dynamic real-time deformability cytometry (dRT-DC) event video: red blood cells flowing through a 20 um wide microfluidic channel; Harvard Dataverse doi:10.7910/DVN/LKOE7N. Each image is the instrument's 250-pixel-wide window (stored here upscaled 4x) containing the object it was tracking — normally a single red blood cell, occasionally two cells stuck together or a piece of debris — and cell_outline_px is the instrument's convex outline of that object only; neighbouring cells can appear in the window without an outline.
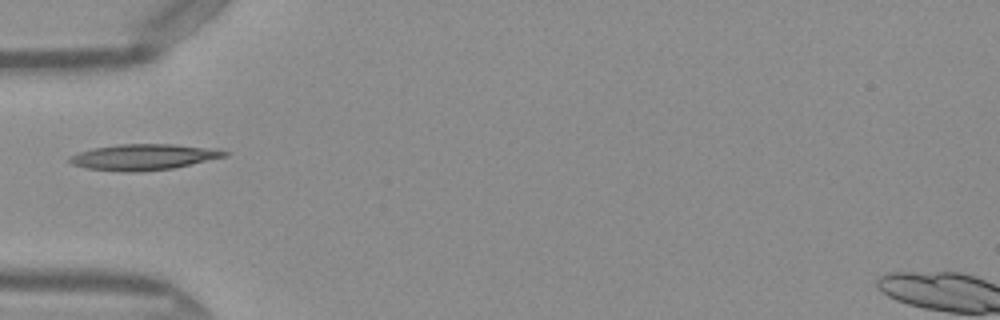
{"species": "Egyptian fruit bat (a non-hibernating species)", "species_latin": "Rousettus aegyptiacus", "temperature_condition": "warm", "stored_images_in_passage": 34, "camera_frame_rate_fps": 3000, "um_per_image_px": 0.085, "frame": {"image": 1, "passage_image": 1, "time_ms": 0.0, "image_size_px": [1000, 320], "cell_outline_px": [[232, 152], [228, 156], [176, 168], [136, 172], [124, 172], [84, 168], [72, 164], [68, 160], [68, 156], [92, 148], [116, 144], [172, 144], [208, 148]], "centroid_in_image_um": [12.2, 13.35], "position_along_channel_um": 72.8, "area_um2": 23.64}}
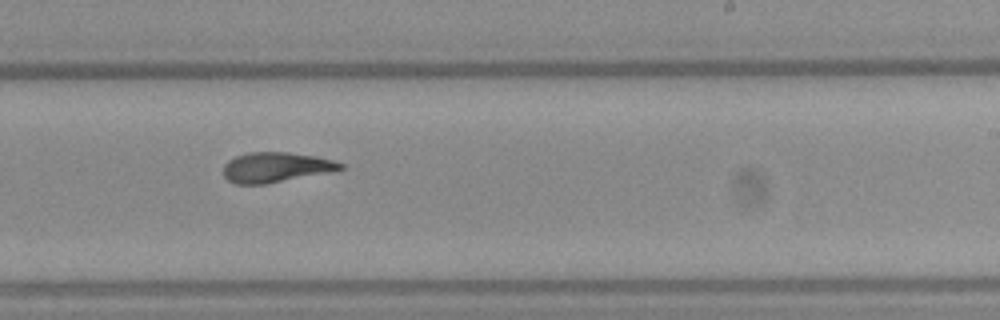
{"frame": {"image": 2, "passage_image": 15, "time_ms": 4.667, "image_size_px": [1000, 320], "cell_outline_px": [[344, 168], [336, 172], [264, 184], [236, 184], [228, 180], [224, 176], [224, 164], [228, 160], [236, 156], [248, 152], [288, 152], [316, 156], [332, 160], [344, 164]], "centroid_in_image_um": [23.49, 14.22], "position_along_channel_um": 265.5, "area_um2": 20.75}}
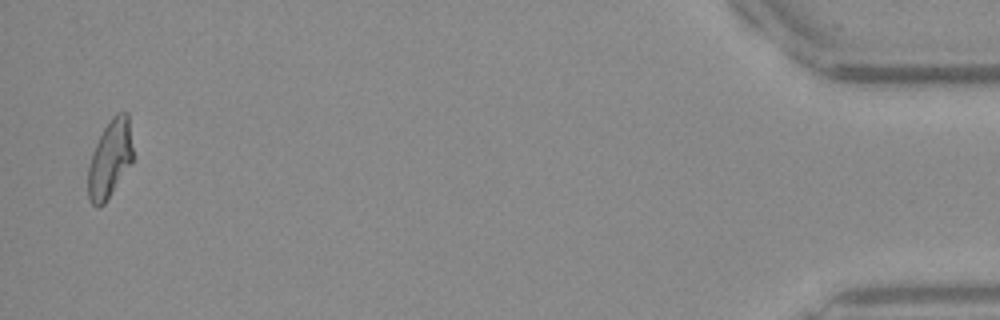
{"frame": {"image": 3, "passage_image": 33, "time_ms": 10.667, "image_size_px": [1000, 320], "cell_outline_px": [[132, 164], [104, 204], [100, 208], [92, 204], [88, 196], [88, 168], [96, 144], [104, 128], [112, 116], [116, 112], [128, 112], [132, 148]], "centroid_in_image_um": [9.35, 13.52], "position_along_channel_um": 425.8, "area_um2": 20.17}}